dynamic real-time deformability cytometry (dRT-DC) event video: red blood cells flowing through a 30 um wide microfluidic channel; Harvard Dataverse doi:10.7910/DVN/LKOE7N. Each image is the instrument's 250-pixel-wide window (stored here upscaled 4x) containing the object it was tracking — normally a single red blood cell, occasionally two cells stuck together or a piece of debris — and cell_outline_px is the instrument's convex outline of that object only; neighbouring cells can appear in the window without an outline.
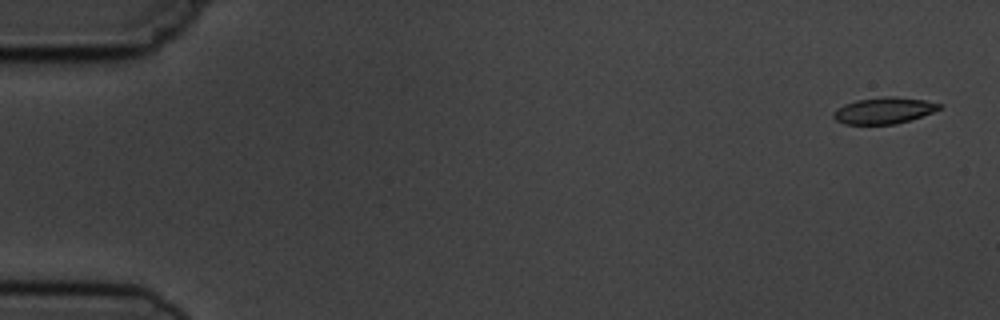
{"species": "common noctule bat (a hibernating species)", "species_latin": "Nyctalus noctula", "temperature_condition": "cold", "stored_images_in_passage": 6, "segment_of_instrument_passage": [1, 2], "camera_frame_rate_fps": 3000, "um_per_image_px": 0.085, "animal": {"sex": "male", "body_mass_g": 19.5, "forearm_length_mm": 54.6}, "frame": {"image": 1, "passage_image": 1, "time_ms": 0.0, "image_size_px": [1000, 320], "cell_outline_px": [[944, 104], [940, 108], [932, 112], [896, 124], [844, 124], [836, 120], [832, 116], [832, 112], [836, 108], [844, 104], [856, 100], [884, 96], [896, 96], [924, 100]], "centroid_in_image_um": [75.09, 9.38], "position_along_channel_um": 9.9, "area_um2": 16.3}}